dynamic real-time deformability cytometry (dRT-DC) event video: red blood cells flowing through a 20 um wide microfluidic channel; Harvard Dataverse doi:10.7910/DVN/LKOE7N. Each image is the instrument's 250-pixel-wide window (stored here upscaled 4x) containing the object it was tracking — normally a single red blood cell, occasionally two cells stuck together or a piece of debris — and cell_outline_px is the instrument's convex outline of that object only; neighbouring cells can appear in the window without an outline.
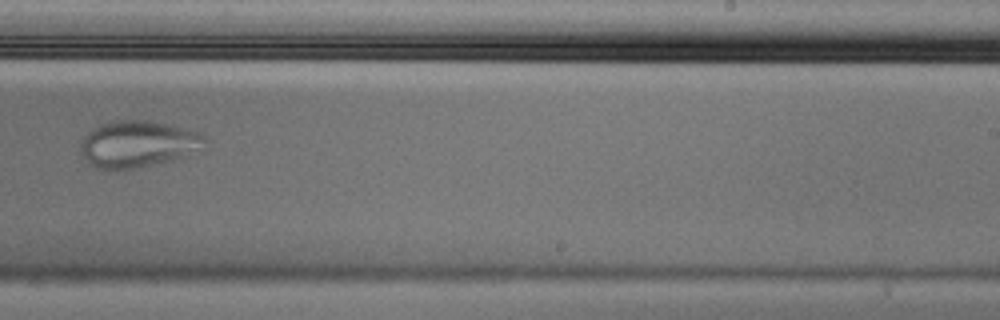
{"species": "Egyptian fruit bat (a non-hibernating species)", "species_latin": "Rousettus aegyptiacus", "temperature_condition": "cold", "stored_images_in_passage": 10, "camera_frame_rate_fps": 3000, "um_per_image_px": 0.085, "animal": {"sex": "male"}, "frame": {"image": 1, "passage_image": 10, "time_ms": 3.0, "image_size_px": [1000, 320], "cell_outline_px": [[204, 140], [184, 156], [168, 160], [132, 168], [96, 168], [88, 164], [80, 148], [80, 144], [84, 136], [92, 128], [100, 124], [116, 120], [144, 120], [168, 124], [200, 132], [204, 136]], "centroid_in_image_um": [11.61, 12.2], "position_along_channel_um": 277.4, "area_um2": 32.66}}